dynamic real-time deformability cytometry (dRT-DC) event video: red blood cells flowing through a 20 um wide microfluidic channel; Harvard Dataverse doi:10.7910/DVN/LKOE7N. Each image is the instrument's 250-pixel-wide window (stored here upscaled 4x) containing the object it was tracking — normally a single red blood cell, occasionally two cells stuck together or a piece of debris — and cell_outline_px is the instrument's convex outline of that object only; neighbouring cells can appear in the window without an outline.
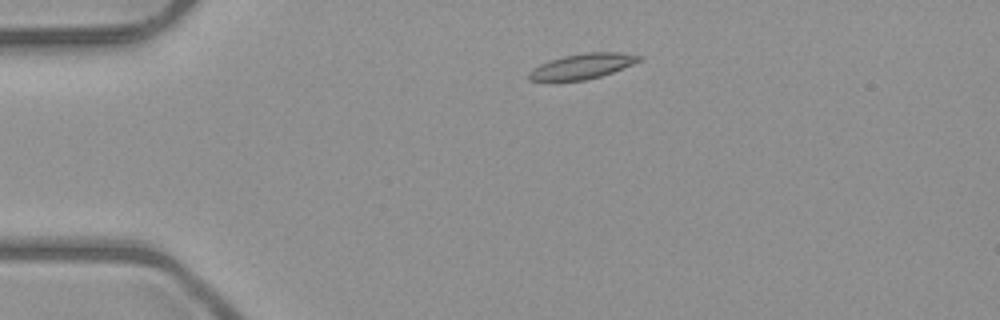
{"species": "common noctule bat (a hibernating species)", "species_latin": "Nyctalus noctula", "temperature_condition": "room temperature", "stored_images_in_passage": 2, "camera_frame_rate_fps": 3000, "um_per_image_px": 0.085, "animal": {"sex": "male", "body_mass_g": 23.1, "forearm_length_mm": 52.7}, "frame": {"image": 1, "passage_image": 1, "time_ms": 0.0, "image_size_px": [1000, 320], "cell_outline_px": [[644, 56], [640, 60], [632, 64], [612, 72], [600, 76], [584, 80], [528, 80], [528, 72], [532, 68], [548, 60], [564, 56], [588, 52], [620, 52]], "centroid_in_image_um": [49.48, 5.61], "position_along_channel_um": 35.5, "area_um2": 16.01}}